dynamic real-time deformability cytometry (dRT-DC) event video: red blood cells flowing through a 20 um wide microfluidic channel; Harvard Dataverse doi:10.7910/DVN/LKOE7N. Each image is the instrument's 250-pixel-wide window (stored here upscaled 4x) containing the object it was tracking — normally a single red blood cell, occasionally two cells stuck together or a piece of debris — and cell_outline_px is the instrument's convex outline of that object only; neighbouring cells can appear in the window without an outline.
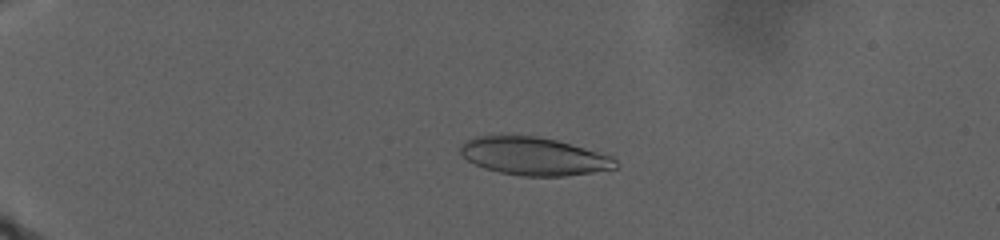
{"species": "human", "species_latin": "Homo sapiens", "temperature_condition": "warm", "stored_images_in_passage": 71, "camera_frame_rate_fps": 3000, "um_per_image_px": 0.085, "donor": {"sex": "male"}, "frame": {"image": 1, "passage_image": 19, "time_ms": 10.333, "image_size_px": [1000, 240], "cell_outline_px": [[620, 164], [616, 168], [592, 172], [564, 176], [520, 176], [500, 172], [484, 168], [468, 160], [460, 152], [460, 148], [468, 140], [476, 136], [500, 132], [536, 136], [556, 140], [612, 156]], "centroid_in_image_um": [45.35, 13.24], "position_along_channel_um": 39.7, "area_um2": 34.74}}
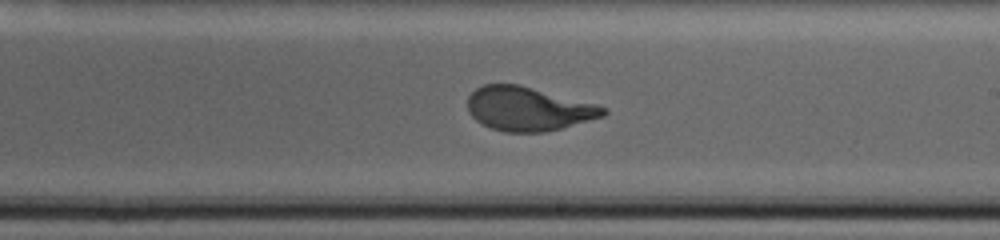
{"frame": {"image": 2, "passage_image": 44, "time_ms": 24.667, "image_size_px": [1000, 240], "cell_outline_px": [[608, 112], [604, 116], [560, 128], [544, 132], [504, 132], [492, 128], [476, 120], [468, 112], [468, 96], [476, 88], [484, 84], [520, 84], [596, 104], [608, 108]], "centroid_in_image_um": [44.9, 9.24], "position_along_channel_um": 244.1, "area_um2": 34.62}}
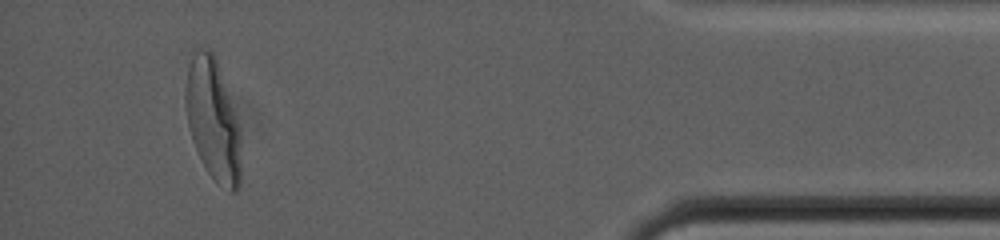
{"frame": {"image": 3, "passage_image": 65, "time_ms": 35.667, "image_size_px": [1000, 240], "cell_outline_px": [[240, 184], [236, 192], [228, 192], [216, 184], [208, 172], [192, 140], [188, 128], [184, 104], [184, 88], [188, 68], [196, 44], [208, 48], [216, 56], [240, 124]], "centroid_in_image_um": [18.09, 10.14], "position_along_channel_um": 417.1, "area_um2": 40.29}}